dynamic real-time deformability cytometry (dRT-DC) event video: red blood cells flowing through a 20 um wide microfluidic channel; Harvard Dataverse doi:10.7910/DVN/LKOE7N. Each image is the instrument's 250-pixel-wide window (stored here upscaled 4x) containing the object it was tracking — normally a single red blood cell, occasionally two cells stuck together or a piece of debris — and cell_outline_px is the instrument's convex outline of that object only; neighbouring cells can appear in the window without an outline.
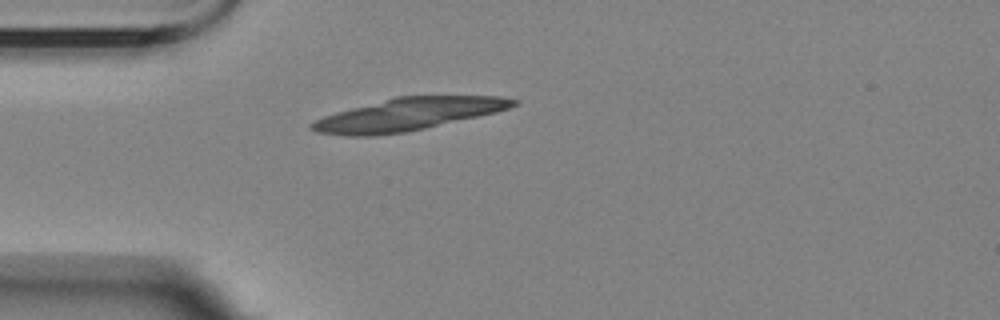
{"species": "Egyptian fruit bat (a non-hibernating species)", "species_latin": "Rousettus aegyptiacus", "temperature_condition": "room temperature", "stored_images_in_passage": 5, "segment_of_instrument_passage": [2, 2], "camera_frame_rate_fps": 3000, "um_per_image_px": 0.085, "animal": {"sex": "female"}, "frame": {"image": 1, "passage_image": 5, "time_ms": 6.0, "image_size_px": [1000, 320], "cell_outline_px": [[520, 104], [496, 112], [424, 128], [404, 132], [372, 136], [348, 136], [316, 132], [308, 128], [308, 124], [324, 116], [336, 112], [396, 96], [504, 96], [520, 100]], "centroid_in_image_um": [34.69, 9.71], "position_along_channel_um": 50.3, "area_um2": 37.92}}